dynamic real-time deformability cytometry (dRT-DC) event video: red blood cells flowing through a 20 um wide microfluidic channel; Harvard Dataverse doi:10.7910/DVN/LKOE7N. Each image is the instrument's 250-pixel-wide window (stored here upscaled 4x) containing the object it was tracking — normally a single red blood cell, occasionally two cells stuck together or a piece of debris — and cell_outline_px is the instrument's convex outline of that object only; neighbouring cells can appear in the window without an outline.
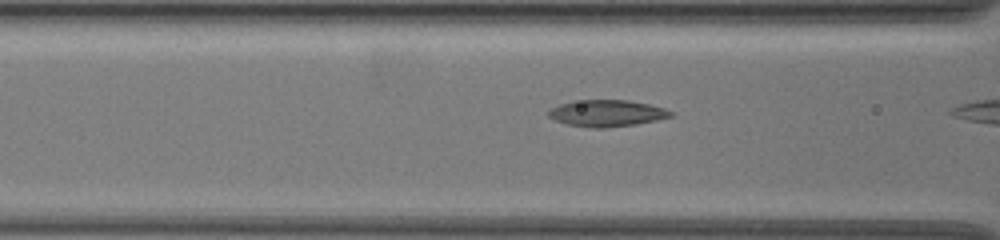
{"species": "common noctule bat (a hibernating species)", "species_latin": "Nyctalus noctula", "temperature_condition": "warm", "stored_images_in_passage": 6, "camera_frame_rate_fps": 3000, "um_per_image_px": 0.085, "animal": {"sex": "female", "body_mass_g": 19.5, "forearm_length_mm": 54.1}, "frame": {"image": 1, "passage_image": 5, "time_ms": 1.333, "image_size_px": [1000, 240], "cell_outline_px": [[672, 116], [656, 120], [636, 124], [604, 128], [592, 128], [564, 124], [548, 116], [548, 112], [552, 108], [560, 104], [572, 100], [628, 100], [648, 104], [664, 108], [672, 112]], "centroid_in_image_um": [51.55, 9.62], "position_along_channel_um": 115.1, "area_um2": 18.9}}